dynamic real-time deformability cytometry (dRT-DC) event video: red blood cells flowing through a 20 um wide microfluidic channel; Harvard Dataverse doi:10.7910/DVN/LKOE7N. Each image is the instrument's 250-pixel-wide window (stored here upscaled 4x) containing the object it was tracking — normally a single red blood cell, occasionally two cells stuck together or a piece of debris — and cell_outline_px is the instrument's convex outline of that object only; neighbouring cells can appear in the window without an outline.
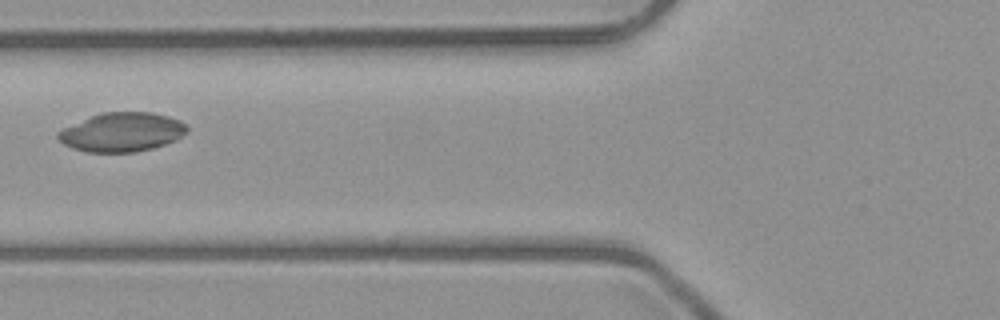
{"species": "common noctule bat (a hibernating species)", "species_latin": "Nyctalus noctula", "temperature_condition": "room temperature", "stored_images_in_passage": 6, "camera_frame_rate_fps": 3000, "um_per_image_px": 0.085, "animal": {"sex": "male", "body_mass_g": 23.1, "forearm_length_mm": 52.7}, "frame": {"image": 1, "passage_image": 5, "time_ms": 4.667, "image_size_px": [1000, 320], "cell_outline_px": [[188, 132], [176, 140], [152, 148], [136, 152], [84, 152], [72, 148], [64, 144], [56, 136], [56, 132], [64, 128], [100, 112], [152, 112], [168, 116], [180, 120], [188, 128]], "centroid_in_image_um": [10.37, 11.23], "position_along_channel_um": 115.4, "area_um2": 29.36}}
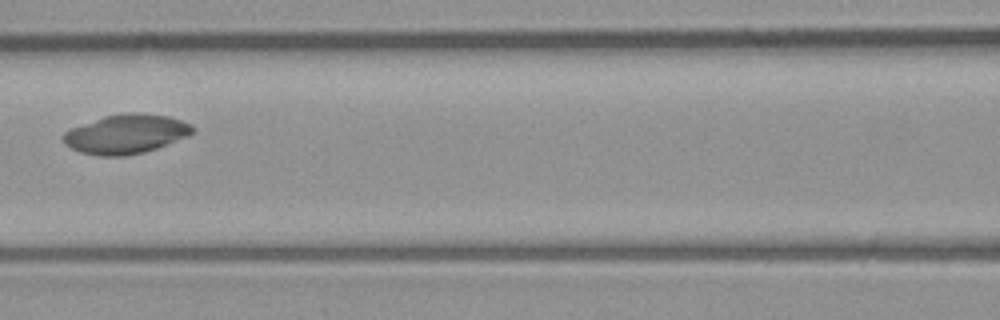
{"frame": {"image": 2, "passage_image": 6, "time_ms": 5.667, "image_size_px": [1000, 320], "cell_outline_px": [[196, 132], [188, 136], [156, 148], [144, 152], [124, 156], [100, 156], [80, 152], [64, 144], [60, 136], [64, 132], [72, 128], [104, 116], [128, 112], [136, 112], [168, 116], [192, 124], [196, 128]], "centroid_in_image_um": [10.72, 11.39], "position_along_channel_um": 155.9, "area_um2": 29.65}}